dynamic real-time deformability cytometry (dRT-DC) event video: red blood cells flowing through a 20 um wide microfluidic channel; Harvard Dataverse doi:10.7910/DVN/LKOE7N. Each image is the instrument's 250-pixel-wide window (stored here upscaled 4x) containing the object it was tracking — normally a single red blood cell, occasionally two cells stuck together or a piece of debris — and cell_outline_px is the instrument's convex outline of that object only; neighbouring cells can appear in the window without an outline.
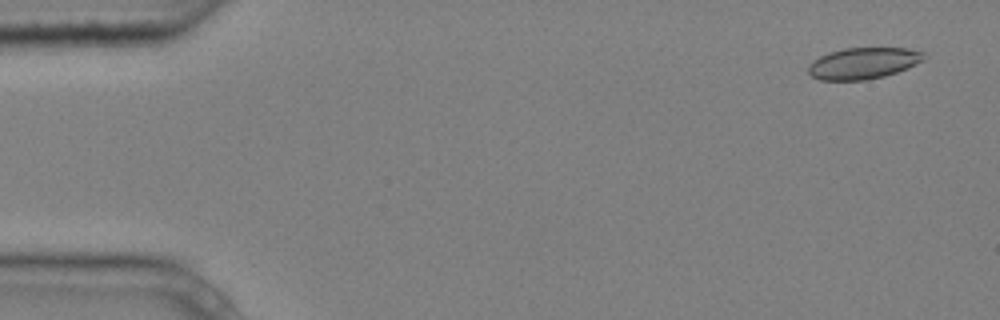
{"species": "common noctule bat (a hibernating species)", "species_latin": "Nyctalus noctula", "temperature_condition": "cold", "stored_images_in_passage": 5, "camera_frame_rate_fps": 3000, "um_per_image_px": 0.085, "animal": {"sex": "male", "body_mass_g": 20.4}, "frame": {"image": 1, "passage_image": 1, "time_ms": 0.0, "image_size_px": [1000, 320], "cell_outline_px": [[924, 60], [908, 68], [884, 76], [864, 80], [820, 80], [812, 76], [808, 72], [808, 64], [812, 60], [828, 52], [844, 48], [908, 48], [924, 52]], "centroid_in_image_um": [73.35, 5.37], "position_along_channel_um": 11.6, "area_um2": 21.21}}
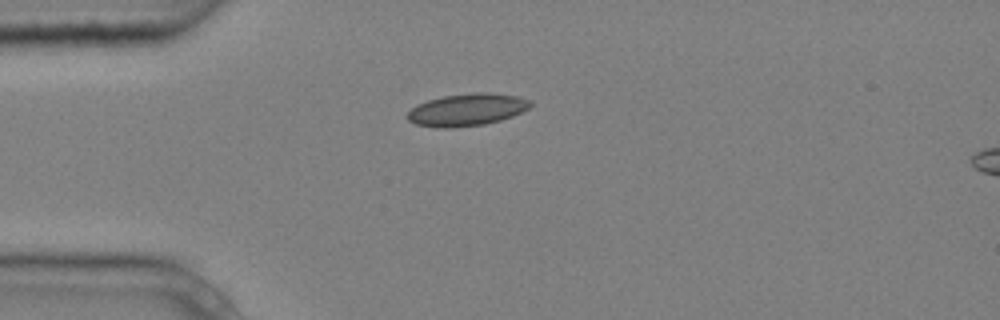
{"frame": {"image": 2, "passage_image": 4, "time_ms": 1.0, "image_size_px": [1000, 320], "cell_outline_px": [[532, 104], [528, 108], [512, 116], [500, 120], [484, 124], [452, 128], [436, 128], [416, 124], [408, 120], [404, 116], [416, 104], [428, 100], [444, 96], [476, 92], [488, 92], [516, 96], [528, 100]], "centroid_in_image_um": [39.63, 9.33], "position_along_channel_um": 45.4, "area_um2": 23.06}}